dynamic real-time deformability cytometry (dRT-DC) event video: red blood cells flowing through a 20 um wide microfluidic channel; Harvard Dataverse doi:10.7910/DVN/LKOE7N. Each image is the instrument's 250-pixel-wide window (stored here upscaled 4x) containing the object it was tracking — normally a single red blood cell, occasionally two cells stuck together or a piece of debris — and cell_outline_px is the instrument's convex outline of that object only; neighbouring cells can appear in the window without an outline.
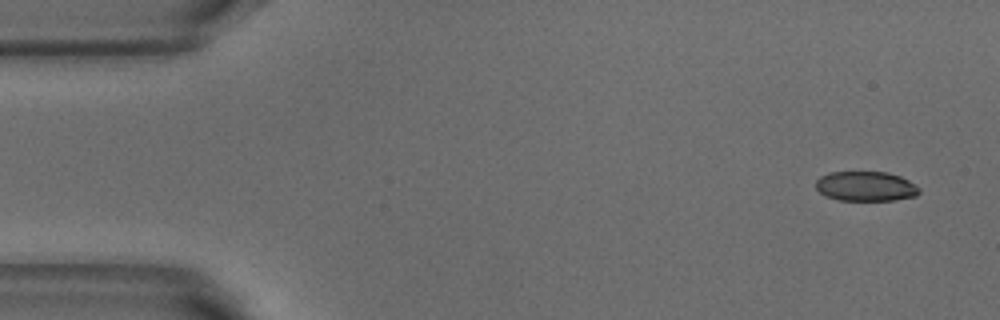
{"species": "common noctule bat (a hibernating species)", "species_latin": "Nyctalus noctula", "temperature_condition": "warm", "stored_images_in_passage": 50, "camera_frame_rate_fps": 3000, "um_per_image_px": 0.085, "animal": {"sex": "male", "body_mass_g": 18.8}, "frame": {"image": 1, "passage_image": 1, "time_ms": 0.0, "image_size_px": [1000, 320], "cell_outline_px": [[920, 192], [916, 196], [896, 200], [840, 200], [828, 196], [820, 192], [816, 188], [816, 180], [820, 176], [832, 172], [888, 172], [900, 176], [916, 184], [920, 188]], "centroid_in_image_um": [73.63, 15.83], "position_along_channel_um": 11.4, "area_um2": 17.92}}
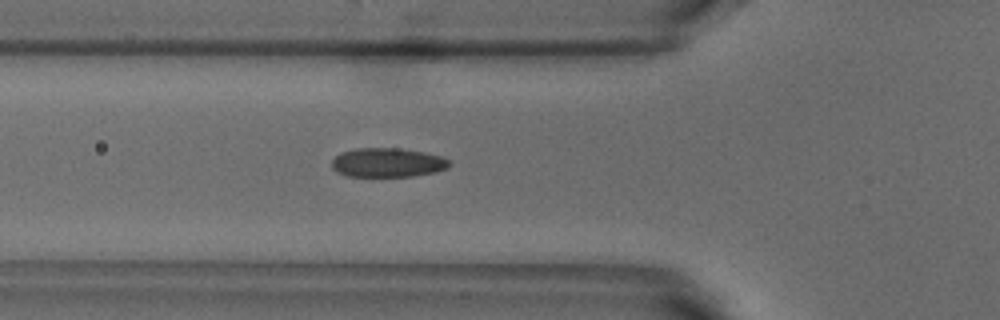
{"frame": {"image": 2, "passage_image": 16, "time_ms": 5.0, "image_size_px": [1000, 320], "cell_outline_px": [[452, 164], [448, 168], [436, 172], [412, 176], [348, 176], [336, 172], [332, 168], [332, 160], [340, 152], [356, 148], [396, 148], [424, 152], [440, 156], [448, 160]], "centroid_in_image_um": [32.93, 13.82], "position_along_channel_um": 92.9, "area_um2": 20.0}}
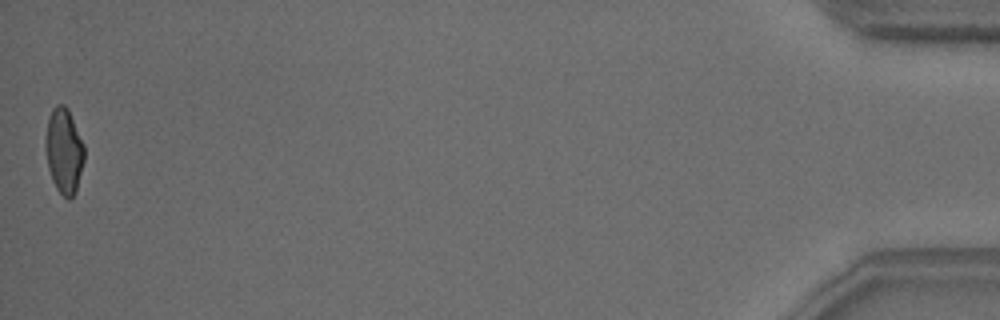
{"frame": {"image": 3, "passage_image": 50, "time_ms": 16.333, "image_size_px": [1000, 320], "cell_outline_px": [[84, 160], [76, 192], [68, 200], [56, 188], [52, 180], [48, 168], [44, 144], [44, 140], [48, 116], [52, 108], [56, 104], [64, 104], [68, 108], [84, 144]], "centroid_in_image_um": [5.42, 12.79], "position_along_channel_um": 429.8, "area_um2": 19.54}, "authors_computed_cell_mechanics": {"area_um2": 19.7387, "velocity_mm_per_s": 3.8324, "shape_relaxation_time_tau1_ms": 4.7104, "shape_relaxation_time_tau2_ms": 1.2065, "deformation_change_tau1": 0.1409, "deformation_change_tau2": 0.0504}}